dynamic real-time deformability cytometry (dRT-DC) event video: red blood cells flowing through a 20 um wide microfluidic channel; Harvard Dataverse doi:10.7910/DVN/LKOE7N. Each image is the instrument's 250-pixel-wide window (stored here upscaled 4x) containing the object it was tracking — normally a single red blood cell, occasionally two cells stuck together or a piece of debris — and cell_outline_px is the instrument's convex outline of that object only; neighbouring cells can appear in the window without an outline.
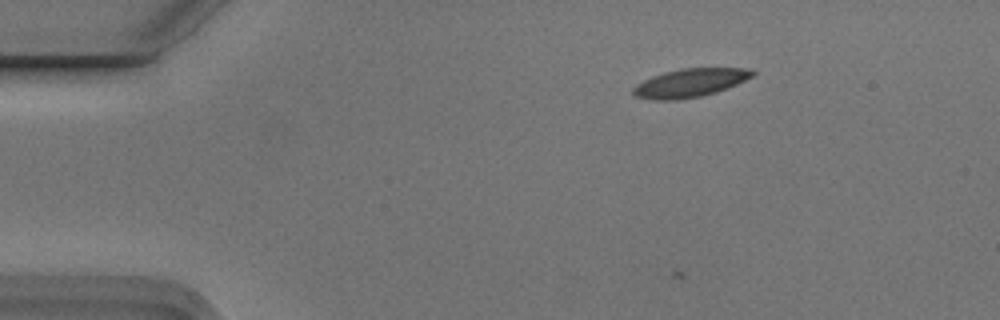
{"species": "Egyptian fruit bat (a non-hibernating species)", "species_latin": "Rousettus aegyptiacus", "temperature_condition": "cold", "stored_images_in_passage": 5, "camera_frame_rate_fps": 3000, "um_per_image_px": 0.085, "animal": {"sex": "male"}, "frame": {"image": 1, "passage_image": 3, "time_ms": 0.667, "image_size_px": [1000, 320], "cell_outline_px": [[756, 72], [752, 76], [736, 84], [716, 92], [700, 96], [676, 100], [652, 100], [636, 96], [632, 92], [632, 88], [636, 84], [652, 76], [664, 72], [680, 68], [744, 68]], "centroid_in_image_um": [58.6, 7.04], "position_along_channel_um": 26.4, "area_um2": 19.59}}